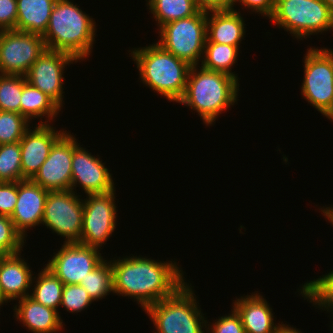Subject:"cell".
<instances>
[{
    "instance_id": "cell-1",
    "label": "cell",
    "mask_w": 333,
    "mask_h": 333,
    "mask_svg": "<svg viewBox=\"0 0 333 333\" xmlns=\"http://www.w3.org/2000/svg\"><path fill=\"white\" fill-rule=\"evenodd\" d=\"M114 294L131 297L143 311L150 305L172 296L185 280L175 261L153 260L143 256H126L111 260Z\"/></svg>"
},
{
    "instance_id": "cell-2",
    "label": "cell",
    "mask_w": 333,
    "mask_h": 333,
    "mask_svg": "<svg viewBox=\"0 0 333 333\" xmlns=\"http://www.w3.org/2000/svg\"><path fill=\"white\" fill-rule=\"evenodd\" d=\"M239 85V80L226 73L191 66L184 95L177 103L197 112L211 126L223 111L237 104Z\"/></svg>"
},
{
    "instance_id": "cell-3",
    "label": "cell",
    "mask_w": 333,
    "mask_h": 333,
    "mask_svg": "<svg viewBox=\"0 0 333 333\" xmlns=\"http://www.w3.org/2000/svg\"><path fill=\"white\" fill-rule=\"evenodd\" d=\"M96 22L71 0H57L48 27L42 35L46 48L84 60L91 55L96 36Z\"/></svg>"
},
{
    "instance_id": "cell-4",
    "label": "cell",
    "mask_w": 333,
    "mask_h": 333,
    "mask_svg": "<svg viewBox=\"0 0 333 333\" xmlns=\"http://www.w3.org/2000/svg\"><path fill=\"white\" fill-rule=\"evenodd\" d=\"M133 49L129 52L131 51L130 55L136 63L142 83L170 102L177 103L184 95L191 65L166 51L158 43Z\"/></svg>"
},
{
    "instance_id": "cell-5",
    "label": "cell",
    "mask_w": 333,
    "mask_h": 333,
    "mask_svg": "<svg viewBox=\"0 0 333 333\" xmlns=\"http://www.w3.org/2000/svg\"><path fill=\"white\" fill-rule=\"evenodd\" d=\"M191 285L186 282L172 296L144 310L155 326V333L207 332V317L198 305Z\"/></svg>"
},
{
    "instance_id": "cell-6",
    "label": "cell",
    "mask_w": 333,
    "mask_h": 333,
    "mask_svg": "<svg viewBox=\"0 0 333 333\" xmlns=\"http://www.w3.org/2000/svg\"><path fill=\"white\" fill-rule=\"evenodd\" d=\"M269 19L297 40L333 31V11L323 0H275Z\"/></svg>"
},
{
    "instance_id": "cell-7",
    "label": "cell",
    "mask_w": 333,
    "mask_h": 333,
    "mask_svg": "<svg viewBox=\"0 0 333 333\" xmlns=\"http://www.w3.org/2000/svg\"><path fill=\"white\" fill-rule=\"evenodd\" d=\"M158 31L160 39L156 43L163 49L191 66L200 64L207 40L206 12L166 23Z\"/></svg>"
},
{
    "instance_id": "cell-8",
    "label": "cell",
    "mask_w": 333,
    "mask_h": 333,
    "mask_svg": "<svg viewBox=\"0 0 333 333\" xmlns=\"http://www.w3.org/2000/svg\"><path fill=\"white\" fill-rule=\"evenodd\" d=\"M301 95L333 121V49L310 47L304 56Z\"/></svg>"
},
{
    "instance_id": "cell-9",
    "label": "cell",
    "mask_w": 333,
    "mask_h": 333,
    "mask_svg": "<svg viewBox=\"0 0 333 333\" xmlns=\"http://www.w3.org/2000/svg\"><path fill=\"white\" fill-rule=\"evenodd\" d=\"M72 190L49 191L42 224L51 229L65 243L79 242L82 233L83 199Z\"/></svg>"
},
{
    "instance_id": "cell-10",
    "label": "cell",
    "mask_w": 333,
    "mask_h": 333,
    "mask_svg": "<svg viewBox=\"0 0 333 333\" xmlns=\"http://www.w3.org/2000/svg\"><path fill=\"white\" fill-rule=\"evenodd\" d=\"M87 194L83 200L82 233L79 243L102 249L112 236L117 224L115 192Z\"/></svg>"
},
{
    "instance_id": "cell-11",
    "label": "cell",
    "mask_w": 333,
    "mask_h": 333,
    "mask_svg": "<svg viewBox=\"0 0 333 333\" xmlns=\"http://www.w3.org/2000/svg\"><path fill=\"white\" fill-rule=\"evenodd\" d=\"M46 49L42 35L15 29L0 31V74L25 76Z\"/></svg>"
},
{
    "instance_id": "cell-12",
    "label": "cell",
    "mask_w": 333,
    "mask_h": 333,
    "mask_svg": "<svg viewBox=\"0 0 333 333\" xmlns=\"http://www.w3.org/2000/svg\"><path fill=\"white\" fill-rule=\"evenodd\" d=\"M100 249L79 242L63 243L44 266L64 285L79 284L103 260Z\"/></svg>"
},
{
    "instance_id": "cell-13",
    "label": "cell",
    "mask_w": 333,
    "mask_h": 333,
    "mask_svg": "<svg viewBox=\"0 0 333 333\" xmlns=\"http://www.w3.org/2000/svg\"><path fill=\"white\" fill-rule=\"evenodd\" d=\"M77 63L72 55L46 49L25 75L26 81L49 96L61 109L64 101V69Z\"/></svg>"
},
{
    "instance_id": "cell-14",
    "label": "cell",
    "mask_w": 333,
    "mask_h": 333,
    "mask_svg": "<svg viewBox=\"0 0 333 333\" xmlns=\"http://www.w3.org/2000/svg\"><path fill=\"white\" fill-rule=\"evenodd\" d=\"M79 144L76 137L66 131L54 143L32 180L48 191L71 190L73 150Z\"/></svg>"
},
{
    "instance_id": "cell-15",
    "label": "cell",
    "mask_w": 333,
    "mask_h": 333,
    "mask_svg": "<svg viewBox=\"0 0 333 333\" xmlns=\"http://www.w3.org/2000/svg\"><path fill=\"white\" fill-rule=\"evenodd\" d=\"M81 146L79 144L73 150L71 190H75L76 193L78 186L86 195L115 190L113 177L109 168L105 166L106 163Z\"/></svg>"
},
{
    "instance_id": "cell-16",
    "label": "cell",
    "mask_w": 333,
    "mask_h": 333,
    "mask_svg": "<svg viewBox=\"0 0 333 333\" xmlns=\"http://www.w3.org/2000/svg\"><path fill=\"white\" fill-rule=\"evenodd\" d=\"M19 141L21 148L22 180L32 179L49 156L54 143L66 132L50 124H37ZM55 129V130H54Z\"/></svg>"
},
{
    "instance_id": "cell-17",
    "label": "cell",
    "mask_w": 333,
    "mask_h": 333,
    "mask_svg": "<svg viewBox=\"0 0 333 333\" xmlns=\"http://www.w3.org/2000/svg\"><path fill=\"white\" fill-rule=\"evenodd\" d=\"M49 191L35 183L32 179L18 181V196L11 215L15 229L27 238V231L42 225L45 201Z\"/></svg>"
},
{
    "instance_id": "cell-18",
    "label": "cell",
    "mask_w": 333,
    "mask_h": 333,
    "mask_svg": "<svg viewBox=\"0 0 333 333\" xmlns=\"http://www.w3.org/2000/svg\"><path fill=\"white\" fill-rule=\"evenodd\" d=\"M21 254L0 257V293L7 303L30 296L34 273Z\"/></svg>"
},
{
    "instance_id": "cell-19",
    "label": "cell",
    "mask_w": 333,
    "mask_h": 333,
    "mask_svg": "<svg viewBox=\"0 0 333 333\" xmlns=\"http://www.w3.org/2000/svg\"><path fill=\"white\" fill-rule=\"evenodd\" d=\"M233 301L232 306L240 315L246 333H275L281 325L280 321L274 322L270 304L258 291Z\"/></svg>"
},
{
    "instance_id": "cell-20",
    "label": "cell",
    "mask_w": 333,
    "mask_h": 333,
    "mask_svg": "<svg viewBox=\"0 0 333 333\" xmlns=\"http://www.w3.org/2000/svg\"><path fill=\"white\" fill-rule=\"evenodd\" d=\"M14 317L33 333H58L63 331V320L57 310L46 307L30 296L17 300Z\"/></svg>"
},
{
    "instance_id": "cell-21",
    "label": "cell",
    "mask_w": 333,
    "mask_h": 333,
    "mask_svg": "<svg viewBox=\"0 0 333 333\" xmlns=\"http://www.w3.org/2000/svg\"><path fill=\"white\" fill-rule=\"evenodd\" d=\"M211 16V17H210ZM245 21L236 9L207 13V40L240 48L246 33Z\"/></svg>"
},
{
    "instance_id": "cell-22",
    "label": "cell",
    "mask_w": 333,
    "mask_h": 333,
    "mask_svg": "<svg viewBox=\"0 0 333 333\" xmlns=\"http://www.w3.org/2000/svg\"><path fill=\"white\" fill-rule=\"evenodd\" d=\"M57 0H17L16 30L43 35Z\"/></svg>"
},
{
    "instance_id": "cell-23",
    "label": "cell",
    "mask_w": 333,
    "mask_h": 333,
    "mask_svg": "<svg viewBox=\"0 0 333 333\" xmlns=\"http://www.w3.org/2000/svg\"><path fill=\"white\" fill-rule=\"evenodd\" d=\"M60 111L61 108L49 96L29 84L23 76V92L20 101V114L22 116L29 122L34 118L46 117L45 122L41 119L39 124H51L50 122L55 120Z\"/></svg>"
},
{
    "instance_id": "cell-24",
    "label": "cell",
    "mask_w": 333,
    "mask_h": 333,
    "mask_svg": "<svg viewBox=\"0 0 333 333\" xmlns=\"http://www.w3.org/2000/svg\"><path fill=\"white\" fill-rule=\"evenodd\" d=\"M37 276L33 277L32 285L35 284L30 290V297L46 307L59 311L64 284L46 267L41 269Z\"/></svg>"
},
{
    "instance_id": "cell-25",
    "label": "cell",
    "mask_w": 333,
    "mask_h": 333,
    "mask_svg": "<svg viewBox=\"0 0 333 333\" xmlns=\"http://www.w3.org/2000/svg\"><path fill=\"white\" fill-rule=\"evenodd\" d=\"M158 29L166 23L195 15L199 10L194 0H146Z\"/></svg>"
},
{
    "instance_id": "cell-26",
    "label": "cell",
    "mask_w": 333,
    "mask_h": 333,
    "mask_svg": "<svg viewBox=\"0 0 333 333\" xmlns=\"http://www.w3.org/2000/svg\"><path fill=\"white\" fill-rule=\"evenodd\" d=\"M238 54L237 46L206 42L201 66L207 70L226 73L238 80V75L231 71L238 60Z\"/></svg>"
},
{
    "instance_id": "cell-27",
    "label": "cell",
    "mask_w": 333,
    "mask_h": 333,
    "mask_svg": "<svg viewBox=\"0 0 333 333\" xmlns=\"http://www.w3.org/2000/svg\"><path fill=\"white\" fill-rule=\"evenodd\" d=\"M298 290L304 300L313 303L314 307L333 314V271L305 282Z\"/></svg>"
},
{
    "instance_id": "cell-28",
    "label": "cell",
    "mask_w": 333,
    "mask_h": 333,
    "mask_svg": "<svg viewBox=\"0 0 333 333\" xmlns=\"http://www.w3.org/2000/svg\"><path fill=\"white\" fill-rule=\"evenodd\" d=\"M86 289L89 297L94 301L102 300L110 293H114L113 270L111 260L104 259L94 270L89 272L79 283ZM109 293V294H108Z\"/></svg>"
},
{
    "instance_id": "cell-29",
    "label": "cell",
    "mask_w": 333,
    "mask_h": 333,
    "mask_svg": "<svg viewBox=\"0 0 333 333\" xmlns=\"http://www.w3.org/2000/svg\"><path fill=\"white\" fill-rule=\"evenodd\" d=\"M22 180L20 143L0 145V182Z\"/></svg>"
},
{
    "instance_id": "cell-30",
    "label": "cell",
    "mask_w": 333,
    "mask_h": 333,
    "mask_svg": "<svg viewBox=\"0 0 333 333\" xmlns=\"http://www.w3.org/2000/svg\"><path fill=\"white\" fill-rule=\"evenodd\" d=\"M23 76L0 74V110L20 114Z\"/></svg>"
},
{
    "instance_id": "cell-31",
    "label": "cell",
    "mask_w": 333,
    "mask_h": 333,
    "mask_svg": "<svg viewBox=\"0 0 333 333\" xmlns=\"http://www.w3.org/2000/svg\"><path fill=\"white\" fill-rule=\"evenodd\" d=\"M30 123L19 113L0 110V145L19 142Z\"/></svg>"
},
{
    "instance_id": "cell-32",
    "label": "cell",
    "mask_w": 333,
    "mask_h": 333,
    "mask_svg": "<svg viewBox=\"0 0 333 333\" xmlns=\"http://www.w3.org/2000/svg\"><path fill=\"white\" fill-rule=\"evenodd\" d=\"M26 240L15 229L9 216L0 215V252L3 255L20 253Z\"/></svg>"
},
{
    "instance_id": "cell-33",
    "label": "cell",
    "mask_w": 333,
    "mask_h": 333,
    "mask_svg": "<svg viewBox=\"0 0 333 333\" xmlns=\"http://www.w3.org/2000/svg\"><path fill=\"white\" fill-rule=\"evenodd\" d=\"M93 302L86 289L80 284H68L63 286L61 306L69 313H78L87 309Z\"/></svg>"
},
{
    "instance_id": "cell-34",
    "label": "cell",
    "mask_w": 333,
    "mask_h": 333,
    "mask_svg": "<svg viewBox=\"0 0 333 333\" xmlns=\"http://www.w3.org/2000/svg\"><path fill=\"white\" fill-rule=\"evenodd\" d=\"M207 322V333H246L240 315L232 307L230 314L216 318L212 324Z\"/></svg>"
},
{
    "instance_id": "cell-35",
    "label": "cell",
    "mask_w": 333,
    "mask_h": 333,
    "mask_svg": "<svg viewBox=\"0 0 333 333\" xmlns=\"http://www.w3.org/2000/svg\"><path fill=\"white\" fill-rule=\"evenodd\" d=\"M17 196L18 182H0V215L11 217Z\"/></svg>"
},
{
    "instance_id": "cell-36",
    "label": "cell",
    "mask_w": 333,
    "mask_h": 333,
    "mask_svg": "<svg viewBox=\"0 0 333 333\" xmlns=\"http://www.w3.org/2000/svg\"><path fill=\"white\" fill-rule=\"evenodd\" d=\"M17 0H0V31L16 30Z\"/></svg>"
},
{
    "instance_id": "cell-37",
    "label": "cell",
    "mask_w": 333,
    "mask_h": 333,
    "mask_svg": "<svg viewBox=\"0 0 333 333\" xmlns=\"http://www.w3.org/2000/svg\"><path fill=\"white\" fill-rule=\"evenodd\" d=\"M235 3H239L245 9H250L263 17H268V19L273 15L275 9V0H234V7Z\"/></svg>"
},
{
    "instance_id": "cell-38",
    "label": "cell",
    "mask_w": 333,
    "mask_h": 333,
    "mask_svg": "<svg viewBox=\"0 0 333 333\" xmlns=\"http://www.w3.org/2000/svg\"><path fill=\"white\" fill-rule=\"evenodd\" d=\"M199 11L214 12L234 9V0H194Z\"/></svg>"
},
{
    "instance_id": "cell-39",
    "label": "cell",
    "mask_w": 333,
    "mask_h": 333,
    "mask_svg": "<svg viewBox=\"0 0 333 333\" xmlns=\"http://www.w3.org/2000/svg\"><path fill=\"white\" fill-rule=\"evenodd\" d=\"M275 333H302L300 330L296 329V327H292L291 325H287L281 322V325L277 328Z\"/></svg>"
},
{
    "instance_id": "cell-40",
    "label": "cell",
    "mask_w": 333,
    "mask_h": 333,
    "mask_svg": "<svg viewBox=\"0 0 333 333\" xmlns=\"http://www.w3.org/2000/svg\"><path fill=\"white\" fill-rule=\"evenodd\" d=\"M326 207V208H325ZM321 212H322V214L324 215V218L326 219L327 218V220L329 221V223H331L332 224V226H333V207L331 206V207H327L326 205L325 206H323V207H320V209H319Z\"/></svg>"
},
{
    "instance_id": "cell-41",
    "label": "cell",
    "mask_w": 333,
    "mask_h": 333,
    "mask_svg": "<svg viewBox=\"0 0 333 333\" xmlns=\"http://www.w3.org/2000/svg\"><path fill=\"white\" fill-rule=\"evenodd\" d=\"M329 8L333 11V0H323Z\"/></svg>"
},
{
    "instance_id": "cell-42",
    "label": "cell",
    "mask_w": 333,
    "mask_h": 333,
    "mask_svg": "<svg viewBox=\"0 0 333 333\" xmlns=\"http://www.w3.org/2000/svg\"><path fill=\"white\" fill-rule=\"evenodd\" d=\"M6 301L3 299V297H2V295H1V293H0V306H2L3 304H5L6 305ZM0 309H1V307H0Z\"/></svg>"
},
{
    "instance_id": "cell-43",
    "label": "cell",
    "mask_w": 333,
    "mask_h": 333,
    "mask_svg": "<svg viewBox=\"0 0 333 333\" xmlns=\"http://www.w3.org/2000/svg\"><path fill=\"white\" fill-rule=\"evenodd\" d=\"M332 316H333V315H332ZM332 319H333V317H332ZM331 323H332L331 330L333 331V321H331Z\"/></svg>"
}]
</instances>
